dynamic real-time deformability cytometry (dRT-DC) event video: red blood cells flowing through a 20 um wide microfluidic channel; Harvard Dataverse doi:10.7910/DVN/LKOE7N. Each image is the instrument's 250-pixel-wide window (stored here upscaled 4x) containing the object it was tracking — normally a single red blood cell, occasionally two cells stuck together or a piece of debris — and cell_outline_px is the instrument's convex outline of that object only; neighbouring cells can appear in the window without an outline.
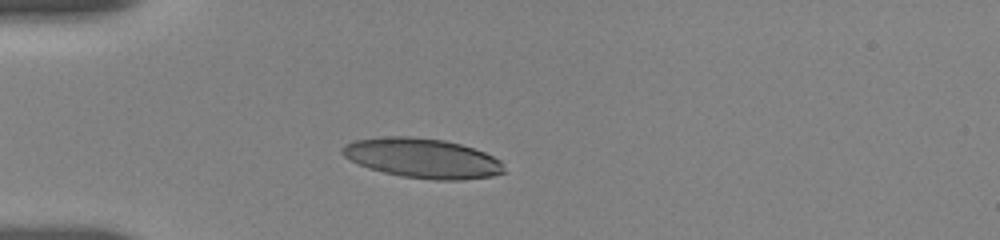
{"species": "human", "species_latin": "Homo sapiens", "temperature_condition": "room temperature", "stored_images_in_passage": 24, "camera_frame_rate_fps": 3000, "um_per_image_px": 0.085, "donor": {"sex": "female"}, "frame": {"image": 1, "passage_image": 11, "time_ms": 3.667, "image_size_px": [1000, 240], "cell_outline_px": [[504, 172], [492, 176], [460, 180], [432, 180], [400, 176], [368, 168], [344, 156], [340, 152], [340, 148], [344, 144], [352, 140], [384, 136], [408, 136], [444, 140], [460, 144], [484, 152], [500, 160], [504, 168]], "centroid_in_image_um": [35.87, 13.44], "position_along_channel_um": 49.1, "area_um2": 37.45}}
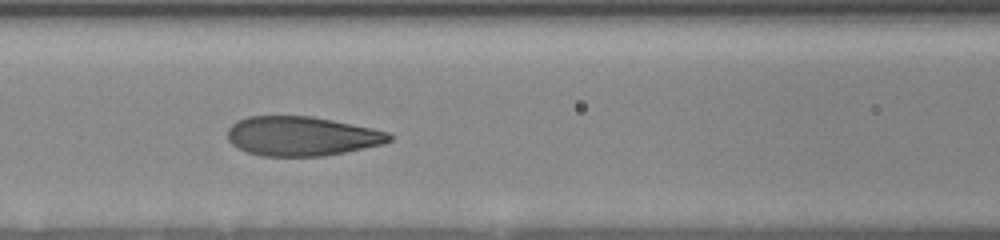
{"frame": {"image": 2, "passage_image": 20, "time_ms": 6.667, "image_size_px": [1000, 240], "cell_outline_px": [[392, 140], [384, 144], [324, 156], [260, 156], [248, 152], [232, 144], [228, 140], [228, 128], [236, 120], [248, 116], [312, 116], [372, 128], [388, 132], [392, 136]], "centroid_in_image_um": [25.64, 11.57], "position_along_channel_um": 141.0, "area_um2": 37.11}}
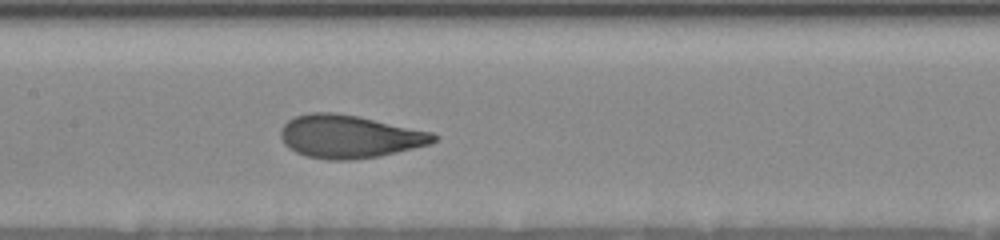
{"frame": {"image": 3, "passage_image": 24, "time_ms": 7.667, "image_size_px": [1000, 240], "cell_outline_px": [[440, 136], [432, 144], [380, 156], [352, 160], [328, 160], [308, 156], [296, 152], [288, 148], [284, 144], [280, 136], [280, 132], [284, 124], [288, 120], [296, 116], [312, 112], [332, 112], [356, 116], [432, 132]], "centroid_in_image_um": [29.7, 11.62], "position_along_channel_um": 177.7, "area_um2": 38.26}}